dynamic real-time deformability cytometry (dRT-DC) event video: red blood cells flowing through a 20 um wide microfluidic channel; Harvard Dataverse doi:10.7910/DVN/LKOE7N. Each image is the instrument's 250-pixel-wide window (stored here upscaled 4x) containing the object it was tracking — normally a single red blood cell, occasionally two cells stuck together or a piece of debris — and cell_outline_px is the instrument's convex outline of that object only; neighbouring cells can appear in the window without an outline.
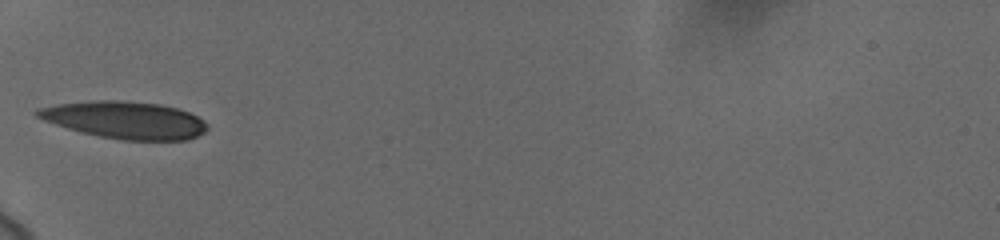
{"species": "human", "species_latin": "Homo sapiens", "temperature_condition": "cold", "stored_images_in_passage": 28, "camera_frame_rate_fps": 3000, "um_per_image_px": 0.085, "donor": {"sex": "female"}, "frame": {"image": 1, "passage_image": 1, "time_ms": 0.0, "image_size_px": [1000, 240], "cell_outline_px": [[208, 128], [204, 132], [188, 140], [124, 140], [100, 136], [80, 132], [44, 120], [36, 116], [32, 112], [36, 108], [56, 104], [92, 100], [120, 100], [160, 104], [176, 108], [188, 112], [204, 120], [208, 124]], "centroid_in_image_um": [10.6, 10.19], "position_along_channel_um": 74.4, "area_um2": 36.93}}
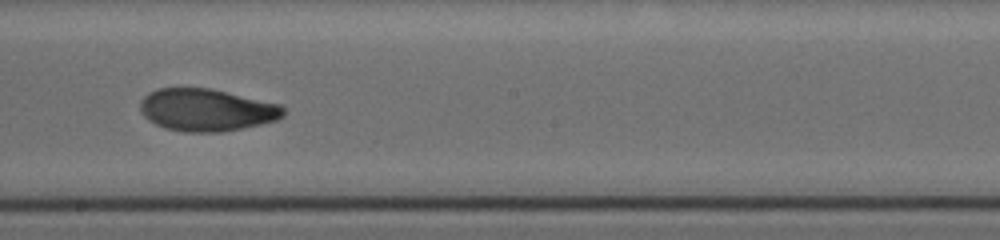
{"frame": {"image": 2, "passage_image": 12, "time_ms": 4.333, "image_size_px": [1000, 240], "cell_outline_px": [[284, 116], [276, 120], [260, 124], [220, 132], [184, 132], [164, 128], [148, 120], [144, 116], [140, 108], [140, 100], [148, 92], [160, 88], [208, 88], [280, 104], [284, 108]], "centroid_in_image_um": [17.52, 9.35], "position_along_channel_um": 230.7, "area_um2": 35.14}}
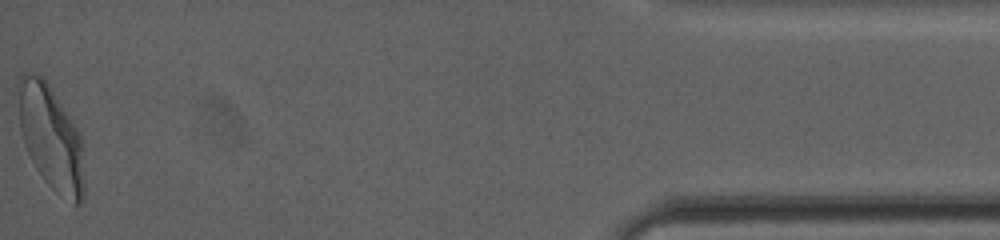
{"frame": {"image": 3, "passage_image": 28, "time_ms": 11.667, "image_size_px": [1000, 240], "cell_outline_px": [[84, 200], [80, 204], [72, 204], [56, 192], [44, 180], [36, 168], [24, 144], [20, 132], [16, 84], [20, 76], [24, 72], [32, 72], [44, 76], [48, 80], [80, 132], [84, 184]], "centroid_in_image_um": [4.31, 11.62], "position_along_channel_um": 430.9, "area_um2": 40.98}, "authors_computed_cell_mechanics": {"area_um2": 35.7204, "velocity_mm_per_s": 3.6821, "shape_relaxation_time_tau1_ms": 4.8534, "shape_relaxation_time_tau2_ms": 1.663, "deformation_change_tau1": 0.1654, "deformation_change_tau2": 0.0558}}